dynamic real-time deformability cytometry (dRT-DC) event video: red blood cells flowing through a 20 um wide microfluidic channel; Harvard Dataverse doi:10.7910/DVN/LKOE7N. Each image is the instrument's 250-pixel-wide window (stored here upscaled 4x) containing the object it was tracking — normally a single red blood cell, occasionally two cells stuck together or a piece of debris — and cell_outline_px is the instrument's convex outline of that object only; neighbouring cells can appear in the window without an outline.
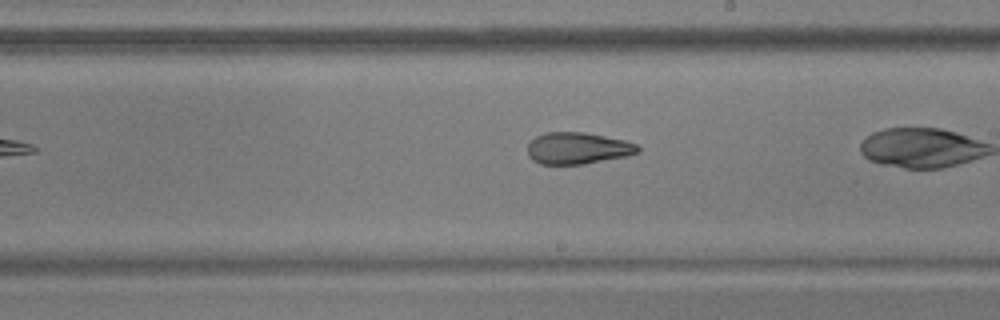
{"species": "common noctule bat (a hibernating species)", "species_latin": "Nyctalus noctula", "temperature_condition": "warm", "stored_images_in_passage": 27, "camera_frame_rate_fps": 3000, "um_per_image_px": 0.085, "animal": {"sex": "male", "body_mass_g": 17.9, "forearm_length_mm": 54.2}, "frame": {"image": 1, "passage_image": 16, "time_ms": 5.0, "image_size_px": [1000, 320], "cell_outline_px": [[640, 152], [624, 156], [584, 164], [540, 164], [532, 160], [528, 156], [528, 144], [536, 136], [544, 132], [584, 132], [624, 140], [636, 144], [640, 148]], "centroid_in_image_um": [49.07, 12.6], "position_along_channel_um": 239.9, "area_um2": 20.29}}